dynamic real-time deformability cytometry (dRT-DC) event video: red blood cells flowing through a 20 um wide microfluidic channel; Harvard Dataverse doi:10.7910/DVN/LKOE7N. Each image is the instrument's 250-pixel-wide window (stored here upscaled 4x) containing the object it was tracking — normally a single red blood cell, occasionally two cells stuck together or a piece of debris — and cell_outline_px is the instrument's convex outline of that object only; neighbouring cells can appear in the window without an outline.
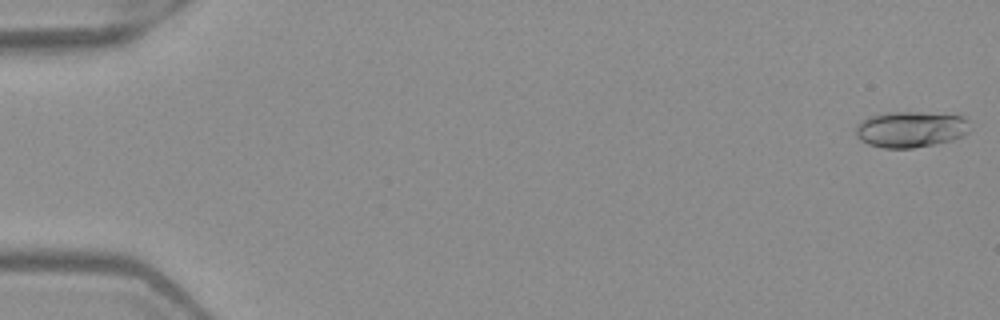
{"species": "Egyptian fruit bat (a non-hibernating species)", "species_latin": "Rousettus aegyptiacus", "temperature_condition": "warm", "stored_images_in_passage": 52, "camera_frame_rate_fps": 3000, "um_per_image_px": 0.085, "frame": {"image": 1, "passage_image": 1, "time_ms": 0.0, "image_size_px": [1000, 320], "cell_outline_px": [[972, 128], [964, 136], [952, 140], [912, 148], [884, 148], [868, 144], [860, 140], [856, 136], [856, 124], [860, 120], [868, 116], [880, 112], [960, 112], [968, 120]], "centroid_in_image_um": [77.47, 10.94], "position_along_channel_um": 7.5, "area_um2": 24.97}}
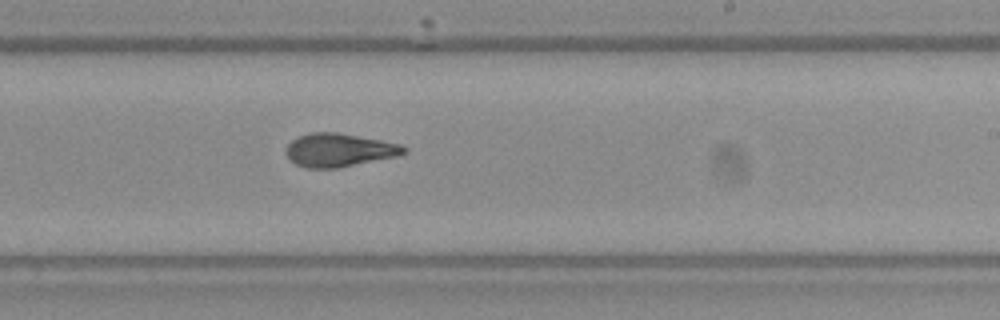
{"frame": {"image": 2, "passage_image": 32, "time_ms": 10.333, "image_size_px": [1000, 320], "cell_outline_px": [[408, 152], [400, 156], [340, 168], [304, 168], [296, 164], [284, 152], [284, 148], [292, 140], [300, 136], [312, 132], [336, 132], [380, 140], [400, 144], [408, 148]], "centroid_in_image_um": [28.85, 12.77], "position_along_channel_um": 260.1, "area_um2": 23.12}}
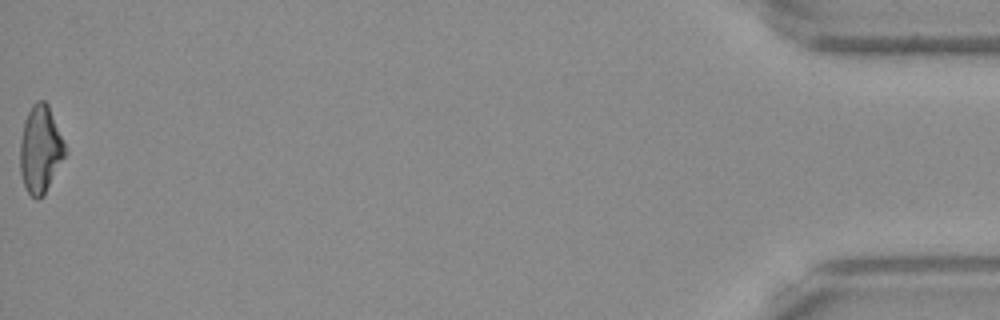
{"frame": {"image": 3, "passage_image": 52, "time_ms": 17.0, "image_size_px": [1000, 320], "cell_outline_px": [[68, 152], [44, 196], [40, 200], [36, 200], [28, 192], [24, 184], [20, 172], [20, 140], [24, 120], [32, 104], [36, 100], [44, 100], [48, 104]], "centroid_in_image_um": [3.44, 12.72], "position_along_channel_um": 431.8, "area_um2": 23.18}, "authors_computed_cell_mechanics": {"area_um2": 22.831, "velocity_mm_per_s": 3.9934, "shape_relaxation_time_tau1_ms": 6.7691, "shape_relaxation_time_tau2_ms": 2.0574, "deformation_change_tau1": 0.2062, "deformation_change_tau2": 0.0745}}